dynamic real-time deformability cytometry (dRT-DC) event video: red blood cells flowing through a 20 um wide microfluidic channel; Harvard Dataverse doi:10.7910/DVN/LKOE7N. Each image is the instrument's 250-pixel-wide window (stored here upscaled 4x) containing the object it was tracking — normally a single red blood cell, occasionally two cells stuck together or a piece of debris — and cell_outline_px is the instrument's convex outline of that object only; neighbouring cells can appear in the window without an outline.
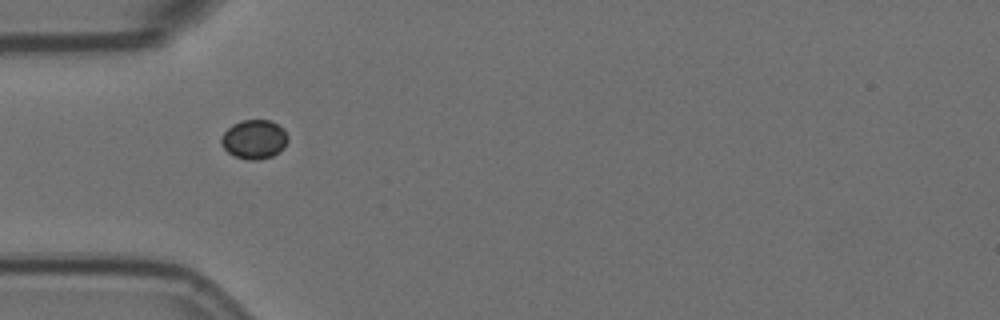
{"species": "Egyptian fruit bat (a non-hibernating species)", "species_latin": "Rousettus aegyptiacus", "temperature_condition": "room temperature", "stored_images_in_passage": 1, "camera_frame_rate_fps": 3000, "um_per_image_px": 0.085, "animal": {"sex": "female"}, "frame": {"image": 1, "passage_image": 1, "time_ms": 0.0, "image_size_px": [1000, 320], "cell_outline_px": [[288, 140], [284, 148], [280, 152], [272, 156], [260, 160], [248, 160], [236, 156], [228, 152], [220, 144], [220, 140], [224, 132], [232, 124], [240, 120], [272, 120], [284, 128], [288, 136]], "centroid_in_image_um": [21.63, 11.83], "position_along_channel_um": 63.4, "area_um2": 15.43}}